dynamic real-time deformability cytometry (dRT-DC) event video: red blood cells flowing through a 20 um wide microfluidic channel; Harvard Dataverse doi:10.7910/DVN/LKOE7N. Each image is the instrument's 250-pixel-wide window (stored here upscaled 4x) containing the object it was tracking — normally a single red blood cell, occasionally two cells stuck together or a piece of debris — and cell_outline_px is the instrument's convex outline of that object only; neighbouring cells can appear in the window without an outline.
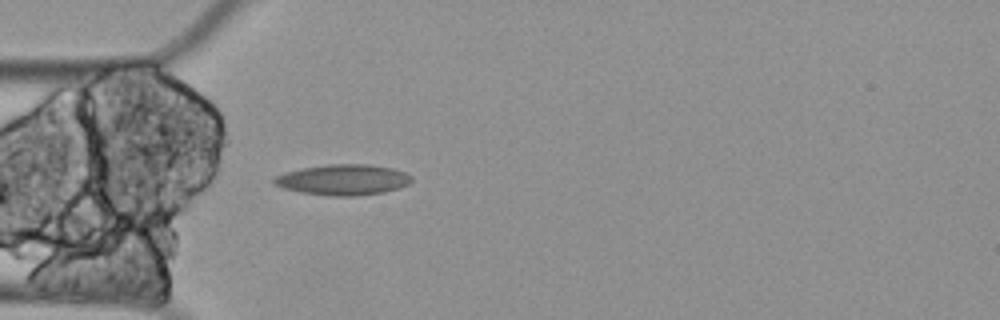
{"species": "Egyptian fruit bat (a non-hibernating species)", "species_latin": "Rousettus aegyptiacus", "temperature_condition": "cold", "stored_images_in_passage": 18, "camera_frame_rate_fps": 3000, "um_per_image_px": 0.085, "animal": {"sex": "female"}, "frame": {"image": 1, "passage_image": 18, "time_ms": 5.667, "image_size_px": [1000, 320], "cell_outline_px": [[412, 180], [408, 184], [400, 188], [384, 192], [356, 196], [328, 196], [300, 192], [284, 188], [276, 184], [272, 180], [276, 176], [284, 172], [304, 168], [328, 164], [368, 164], [392, 168], [404, 172], [412, 176]], "centroid_in_image_um": [29.19, 15.28], "position_along_channel_um": 55.8, "area_um2": 24.57}}